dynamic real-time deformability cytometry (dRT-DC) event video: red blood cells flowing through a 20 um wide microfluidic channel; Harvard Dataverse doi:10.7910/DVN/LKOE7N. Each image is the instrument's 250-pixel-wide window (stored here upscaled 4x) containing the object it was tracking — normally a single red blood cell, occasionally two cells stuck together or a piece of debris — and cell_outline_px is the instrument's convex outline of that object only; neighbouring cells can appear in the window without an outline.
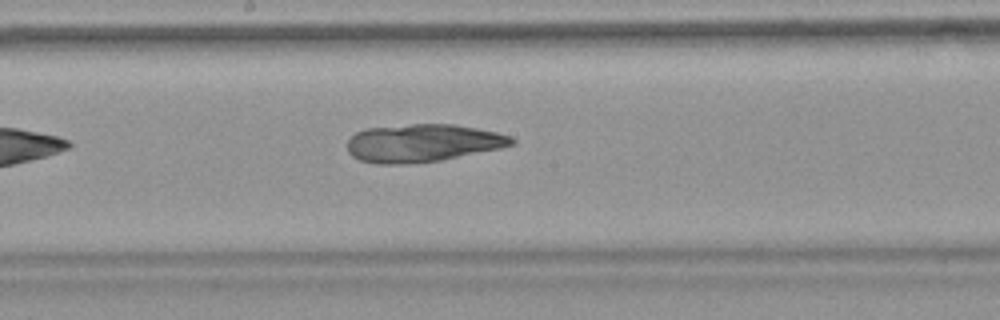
{"species": "common noctule bat (a hibernating species)", "species_latin": "Nyctalus noctula", "temperature_condition": "warm", "stored_images_in_passage": 7, "camera_frame_rate_fps": 3000, "um_per_image_px": 0.085, "animal": {"sex": "female", "body_mass_g": 18.4}, "frame": {"image": 1, "passage_image": 7, "time_ms": 8.0, "image_size_px": [1000, 320], "cell_outline_px": [[516, 144], [500, 148], [440, 160], [408, 164], [376, 164], [360, 160], [352, 156], [348, 152], [348, 140], [356, 132], [368, 128], [412, 124], [456, 124], [496, 132], [512, 136], [516, 140]], "centroid_in_image_um": [35.94, 12.16], "position_along_channel_um": 212.3, "area_um2": 36.24}}